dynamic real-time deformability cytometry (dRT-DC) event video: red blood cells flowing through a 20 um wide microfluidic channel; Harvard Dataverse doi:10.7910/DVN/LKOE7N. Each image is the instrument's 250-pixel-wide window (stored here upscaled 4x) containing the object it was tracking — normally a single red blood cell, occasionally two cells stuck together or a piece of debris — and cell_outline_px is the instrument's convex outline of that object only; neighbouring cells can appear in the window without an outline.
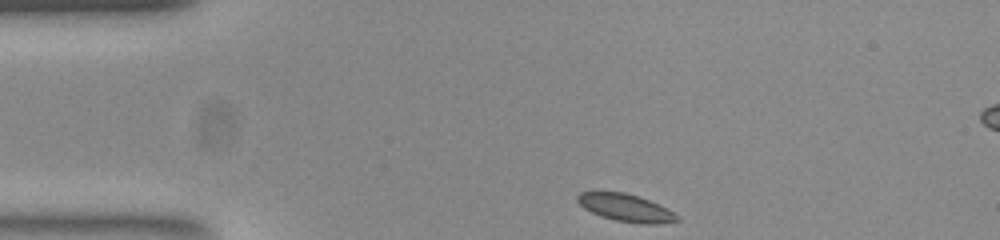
{"species": "common noctule bat (a hibernating species)", "species_latin": "Nyctalus noctula", "temperature_condition": "room temperature", "stored_images_in_passage": 39, "camera_frame_rate_fps": 3000, "um_per_image_px": 0.085, "animal": {"sex": "female", "body_mass_g": 23.0, "forearm_length_mm": 53.4}, "frame": {"image": 1, "passage_image": 1, "time_ms": 0.0, "image_size_px": [1000, 240], "cell_outline_px": [[680, 220], [656, 224], [644, 224], [616, 220], [600, 216], [584, 208], [576, 200], [576, 196], [580, 192], [624, 192], [648, 200], [668, 208]], "centroid_in_image_um": [53.16, 17.66], "position_along_channel_um": 31.8, "area_um2": 15.66}}
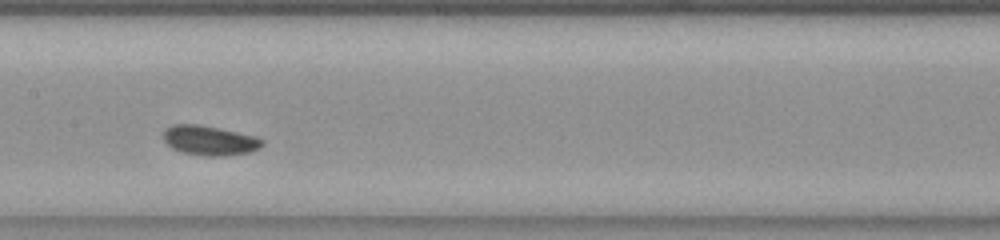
{"frame": {"image": 2, "passage_image": 17, "time_ms": 5.333, "image_size_px": [1000, 240], "cell_outline_px": [[264, 144], [260, 148], [248, 152], [224, 156], [200, 156], [180, 152], [172, 148], [164, 140], [164, 128], [172, 124], [196, 124], [256, 136], [264, 140]], "centroid_in_image_um": [17.79, 11.95], "position_along_channel_um": 189.6, "area_um2": 17.11}}
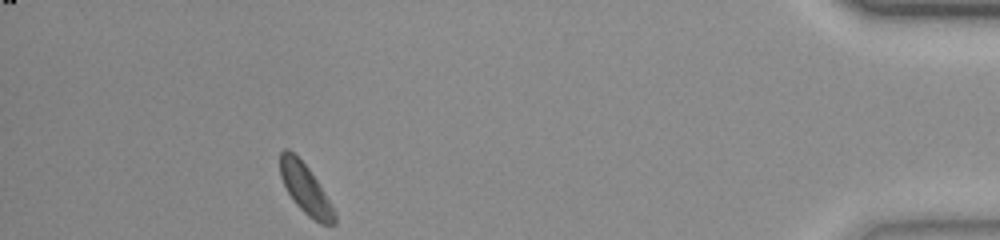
{"frame": {"image": 3, "passage_image": 39, "time_ms": 12.667, "image_size_px": [1000, 240], "cell_outline_px": [[336, 224], [320, 224], [308, 216], [296, 204], [288, 192], [280, 176], [280, 152], [284, 148], [288, 148], [308, 168], [332, 204], [336, 212]], "centroid_in_image_um": [25.97, 16.08], "position_along_channel_um": 409.2, "area_um2": 15.55}, "authors_computed_cell_mechanics": {"area_um2": 16.1262, "velocity_mm_per_s": 3.8233, "shape_relaxation_time_tau1_ms": 6.3841, "shape_relaxation_time_tau2_ms": null, "deformation_change_tau1": 0.1547, "deformation_change_tau2": null}}